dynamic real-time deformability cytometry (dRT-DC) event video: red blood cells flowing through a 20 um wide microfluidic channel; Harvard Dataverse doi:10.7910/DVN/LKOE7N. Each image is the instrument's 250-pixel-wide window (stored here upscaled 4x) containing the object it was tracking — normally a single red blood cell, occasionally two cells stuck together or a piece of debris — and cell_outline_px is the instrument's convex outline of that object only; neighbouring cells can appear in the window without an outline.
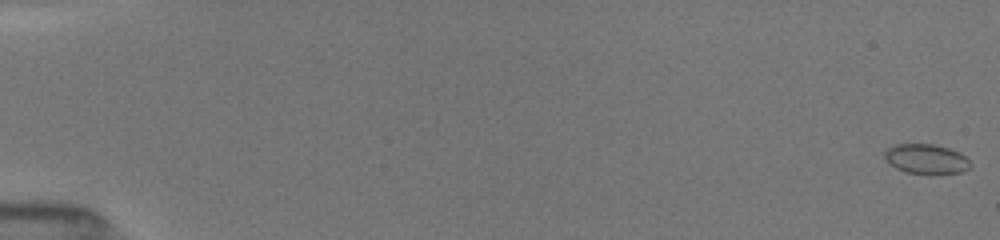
{"species": "common noctule bat (a hibernating species)", "species_latin": "Nyctalus noctula", "temperature_condition": "room temperature", "stored_images_in_passage": 33, "camera_frame_rate_fps": 3000, "um_per_image_px": 0.085, "animal": {"sex": "female", "body_mass_g": 19.5, "forearm_length_mm": 54.1}, "frame": {"image": 1, "passage_image": 1, "time_ms": 0.0, "image_size_px": [1000, 240], "cell_outline_px": [[972, 164], [968, 168], [960, 172], [932, 176], [908, 172], [896, 168], [884, 160], [884, 152], [888, 148], [896, 144], [932, 144], [948, 148], [964, 156]], "centroid_in_image_um": [78.7, 13.54], "position_along_channel_um": 6.3, "area_um2": 15.03}}
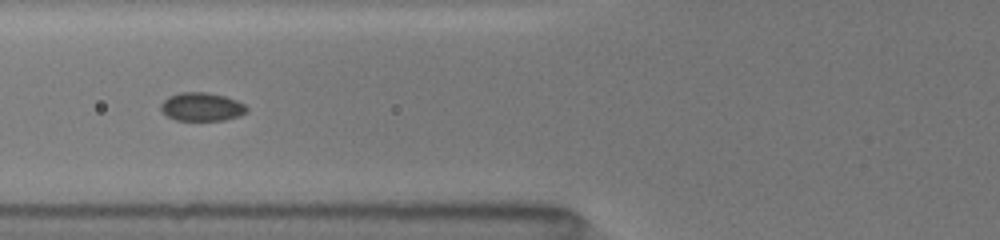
{"frame": {"image": 2, "passage_image": 30, "time_ms": 7.0, "image_size_px": [1000, 240], "cell_outline_px": [[248, 112], [240, 116], [224, 120], [176, 120], [160, 112], [160, 104], [168, 96], [180, 92], [204, 92], [224, 96], [236, 100], [244, 104], [248, 108]], "centroid_in_image_um": [17.13, 9.08], "position_along_channel_um": 108.7, "area_um2": 14.33}}
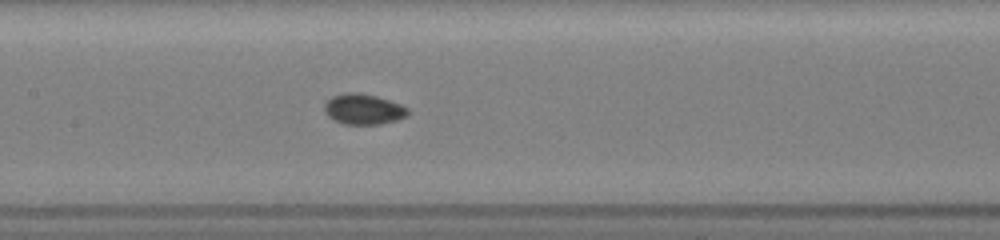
{"frame": {"image": 3, "passage_image": 33, "time_ms": 8.667, "image_size_px": [1000, 240], "cell_outline_px": [[408, 116], [396, 120], [380, 124], [344, 124], [332, 120], [324, 112], [324, 104], [332, 96], [344, 92], [360, 92], [376, 96], [400, 104], [408, 108]], "centroid_in_image_um": [30.86, 9.27], "position_along_channel_um": 176.5, "area_um2": 14.97}}